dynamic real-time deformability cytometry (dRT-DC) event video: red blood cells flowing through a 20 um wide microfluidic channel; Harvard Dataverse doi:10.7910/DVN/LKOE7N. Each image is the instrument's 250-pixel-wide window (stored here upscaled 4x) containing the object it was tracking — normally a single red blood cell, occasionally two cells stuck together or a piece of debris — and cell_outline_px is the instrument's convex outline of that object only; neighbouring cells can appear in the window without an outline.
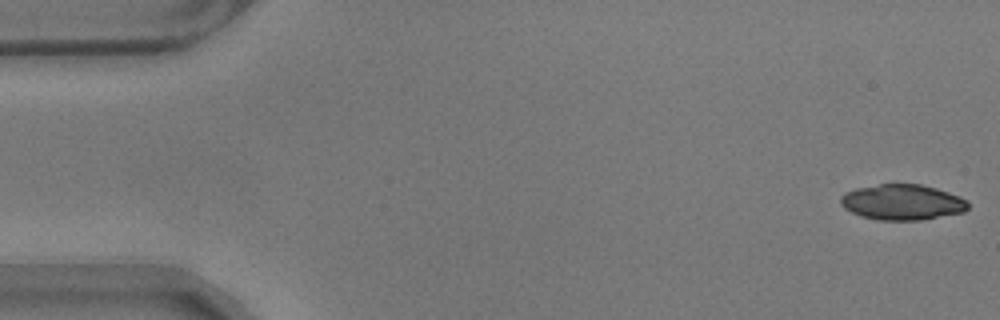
{"species": "common noctule bat (a hibernating species)", "species_latin": "Nyctalus noctula", "temperature_condition": "warm", "stored_images_in_passage": 56, "camera_frame_rate_fps": 3000, "um_per_image_px": 0.085, "animal": {"sex": "male", "body_mass_g": 17.9}, "frame": {"image": 1, "passage_image": 1, "time_ms": 0.0, "image_size_px": [1000, 320], "cell_outline_px": [[968, 208], [964, 212], [920, 220], [876, 220], [860, 216], [844, 208], [840, 204], [840, 196], [844, 192], [856, 188], [880, 184], [920, 184], [936, 188], [960, 196], [968, 200]], "centroid_in_image_um": [76.68, 17.19], "position_along_channel_um": 8.3, "area_um2": 26.59}}